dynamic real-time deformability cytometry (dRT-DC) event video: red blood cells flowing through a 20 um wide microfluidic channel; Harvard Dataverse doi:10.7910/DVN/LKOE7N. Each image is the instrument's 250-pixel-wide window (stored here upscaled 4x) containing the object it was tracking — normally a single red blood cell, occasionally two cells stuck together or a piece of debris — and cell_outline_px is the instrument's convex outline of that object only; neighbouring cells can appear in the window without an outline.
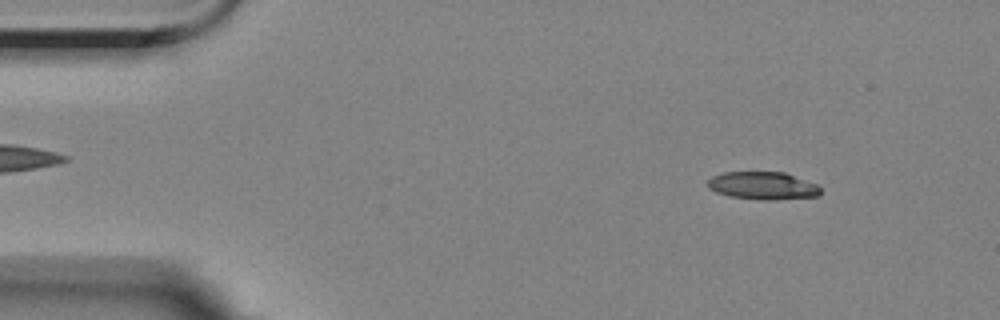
{"species": "Egyptian fruit bat (a non-hibernating species)", "species_latin": "Rousettus aegyptiacus", "temperature_condition": "room temperature", "stored_images_in_passage": 29, "camera_frame_rate_fps": 3000, "um_per_image_px": 0.085, "animal": {"sex": "female"}, "frame": {"image": 1, "passage_image": 6, "time_ms": 1.667, "image_size_px": [1000, 320], "cell_outline_px": [[820, 196], [776, 200], [764, 200], [732, 196], [716, 192], [708, 188], [708, 180], [712, 176], [724, 172], [784, 172], [816, 184], [820, 188]], "centroid_in_image_um": [64.85, 15.78], "position_along_channel_um": 20.2, "area_um2": 18.15}}
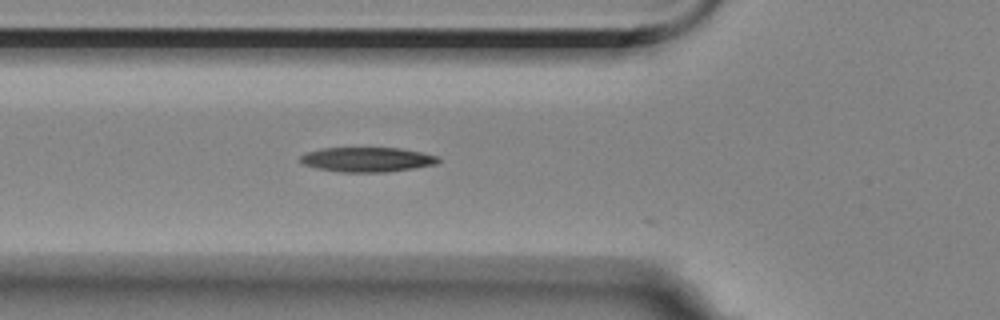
{"frame": {"image": 2, "passage_image": 19, "time_ms": 6.0, "image_size_px": [1000, 320], "cell_outline_px": [[440, 160], [436, 164], [412, 168], [384, 172], [340, 172], [316, 168], [304, 164], [300, 160], [300, 156], [308, 152], [320, 148], [400, 148], [440, 156]], "centroid_in_image_um": [31.21, 13.56], "position_along_channel_um": 94.6, "area_um2": 19.71}}
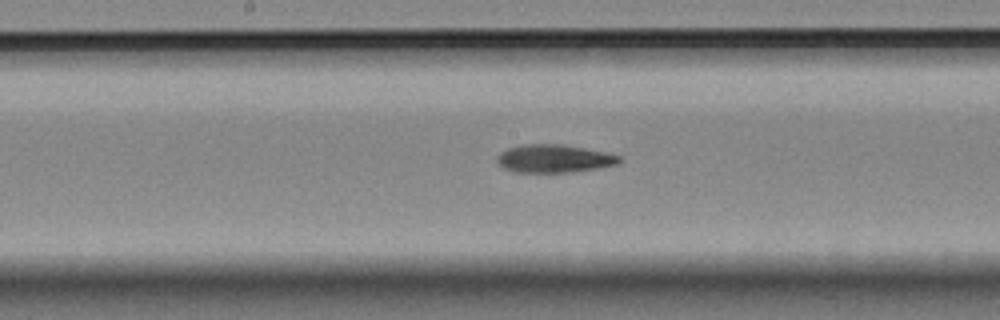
{"frame": {"image": 3, "passage_image": 28, "time_ms": 9.0, "image_size_px": [1000, 320], "cell_outline_px": [[620, 160], [616, 164], [596, 168], [568, 172], [512, 172], [504, 168], [496, 160], [496, 156], [500, 152], [508, 148], [524, 144], [560, 144], [584, 148], [604, 152], [620, 156]], "centroid_in_image_um": [47.03, 13.47], "position_along_channel_um": 201.2, "area_um2": 19.71}}